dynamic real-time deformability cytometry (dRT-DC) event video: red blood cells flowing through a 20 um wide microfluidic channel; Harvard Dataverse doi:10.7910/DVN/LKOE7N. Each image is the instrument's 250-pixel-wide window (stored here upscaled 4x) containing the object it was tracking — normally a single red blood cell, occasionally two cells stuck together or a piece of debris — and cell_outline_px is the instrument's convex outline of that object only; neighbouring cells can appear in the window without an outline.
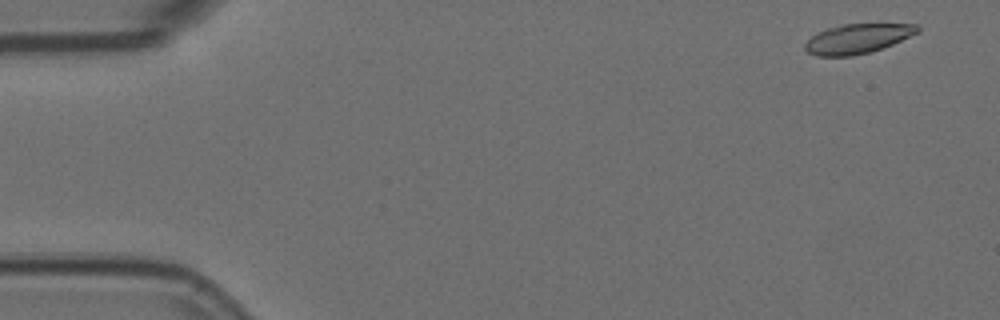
{"species": "Egyptian fruit bat (a non-hibernating species)", "species_latin": "Rousettus aegyptiacus", "temperature_condition": "room temperature", "stored_images_in_passage": 56, "camera_frame_rate_fps": 3000, "um_per_image_px": 0.085, "animal": {"sex": "female"}, "frame": {"image": 1, "passage_image": 2, "time_ms": 0.333, "image_size_px": [1000, 320], "cell_outline_px": [[920, 32], [892, 44], [872, 52], [852, 56], [816, 56], [808, 52], [804, 48], [804, 44], [812, 36], [828, 28], [844, 24], [916, 24], [920, 28]], "centroid_in_image_um": [72.91, 3.3], "position_along_channel_um": 12.1, "area_um2": 19.31}}
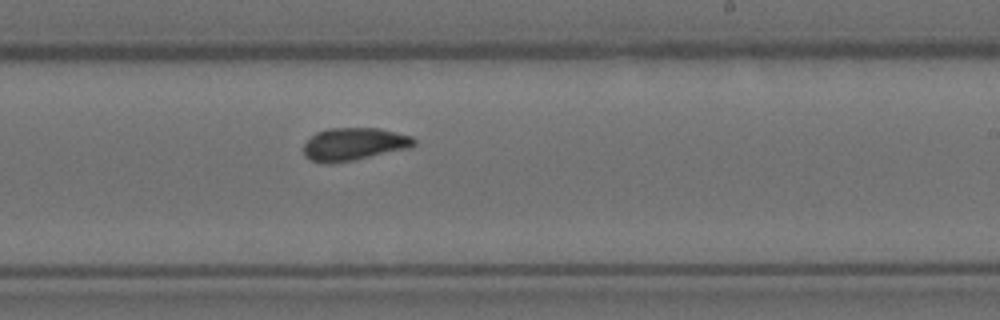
{"frame": {"image": 2, "passage_image": 33, "time_ms": 10.667, "image_size_px": [1000, 320], "cell_outline_px": [[416, 144], [412, 148], [352, 160], [312, 160], [304, 156], [304, 144], [316, 132], [328, 128], [380, 128], [412, 136], [416, 140]], "centroid_in_image_um": [30.18, 12.2], "position_along_channel_um": 258.8, "area_um2": 20.52}}
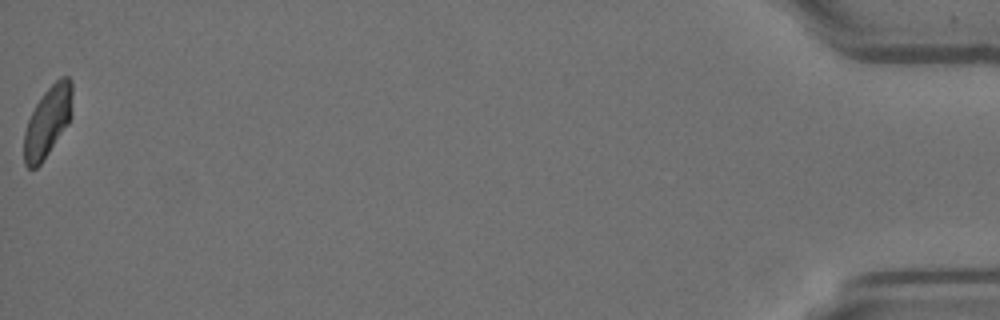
{"frame": {"image": 3, "passage_image": 56, "time_ms": 18.333, "image_size_px": [1000, 320], "cell_outline_px": [[72, 116], [68, 124], [40, 164], [36, 168], [28, 168], [24, 164], [24, 132], [28, 120], [36, 104], [44, 92], [60, 76], [68, 76], [72, 80]], "centroid_in_image_um": [4.07, 10.31], "position_along_channel_um": 431.1, "area_um2": 19.77}, "authors_computed_cell_mechanics": {"area_um2": 20.4034, "velocity_mm_per_s": 3.5654, "shape_relaxation_time_tau1_ms": 5.8249, "shape_relaxation_time_tau2_ms": 1.4349, "deformation_change_tau1": 0.1434, "deformation_change_tau2": 0.0523}}